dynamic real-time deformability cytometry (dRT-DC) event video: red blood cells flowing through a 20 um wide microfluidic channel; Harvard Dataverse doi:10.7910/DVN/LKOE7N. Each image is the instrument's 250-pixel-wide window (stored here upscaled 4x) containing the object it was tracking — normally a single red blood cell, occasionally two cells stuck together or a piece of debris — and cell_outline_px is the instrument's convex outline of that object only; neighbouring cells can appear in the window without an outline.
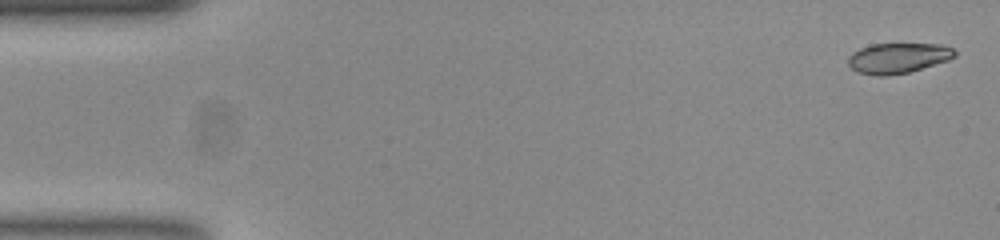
{"species": "common noctule bat (a hibernating species)", "species_latin": "Nyctalus noctula", "temperature_condition": "room temperature", "stored_images_in_passage": 54, "camera_frame_rate_fps": 3000, "um_per_image_px": 0.085, "animal": {"sex": "female", "body_mass_g": 23.0, "forearm_length_mm": 53.4}, "frame": {"image": 1, "passage_image": 2, "time_ms": 0.333, "image_size_px": [1000, 240], "cell_outline_px": [[956, 56], [948, 60], [908, 72], [888, 76], [876, 76], [856, 72], [848, 64], [848, 56], [852, 52], [860, 48], [872, 44], [944, 44], [952, 48], [956, 52]], "centroid_in_image_um": [76.31, 4.93], "position_along_channel_um": 8.7, "area_um2": 18.9}}
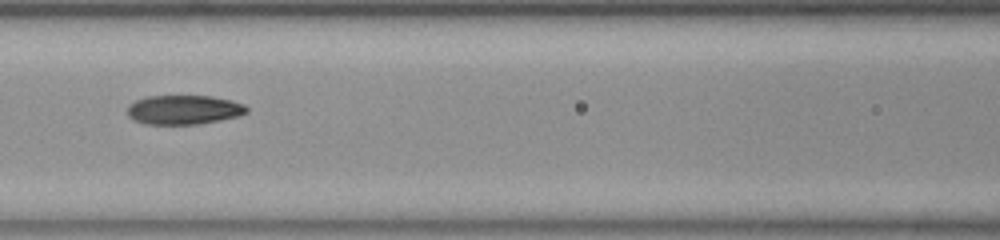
{"frame": {"image": 2, "passage_image": 24, "time_ms": 7.667, "image_size_px": [1000, 240], "cell_outline_px": [[248, 112], [236, 116], [196, 124], [144, 124], [128, 116], [128, 104], [144, 96], [212, 96], [232, 100], [244, 104], [248, 108]], "centroid_in_image_um": [15.6, 9.31], "position_along_channel_um": 151.0, "area_um2": 20.23}}
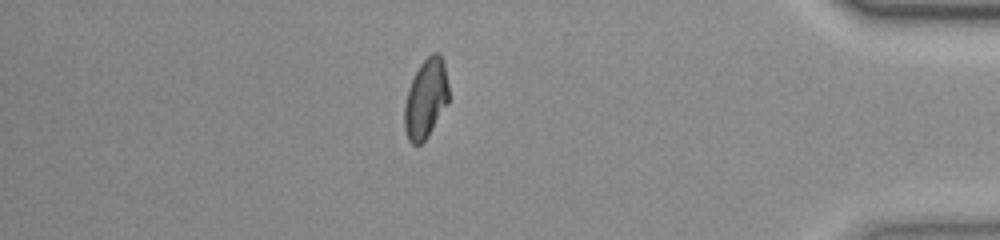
{"frame": {"image": 3, "passage_image": 47, "time_ms": 15.333, "image_size_px": [1000, 240], "cell_outline_px": [[448, 104], [428, 136], [420, 144], [412, 144], [408, 140], [404, 128], [404, 104], [408, 88], [420, 64], [432, 52], [440, 52], [444, 60], [448, 84]], "centroid_in_image_um": [36.2, 8.37], "position_along_channel_um": 399.0, "area_um2": 20.63}, "authors_computed_cell_mechanics": {"area_um2": 20.4034, "velocity_mm_per_s": 3.7705, "shape_relaxation_time_tau1_ms": 5.8256, "shape_relaxation_time_tau2_ms": 2.1078, "deformation_change_tau1": 0.1885, "deformation_change_tau2": 0.0417}}